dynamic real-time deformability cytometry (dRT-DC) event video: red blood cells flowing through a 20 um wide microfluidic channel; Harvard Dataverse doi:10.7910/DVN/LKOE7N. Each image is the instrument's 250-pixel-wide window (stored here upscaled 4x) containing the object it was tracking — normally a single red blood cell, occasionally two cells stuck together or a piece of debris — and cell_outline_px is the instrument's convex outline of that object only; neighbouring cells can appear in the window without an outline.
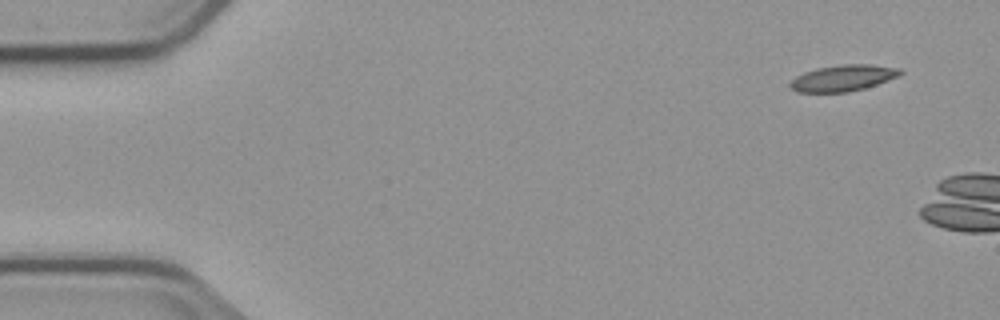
{"species": "common noctule bat (a hibernating species)", "species_latin": "Nyctalus noctula", "temperature_condition": "cold", "stored_images_in_passage": 2, "camera_frame_rate_fps": 3000, "um_per_image_px": 0.085, "animal": {"sex": "male", "body_mass_g": 23.1, "forearm_length_mm": 52.7}, "frame": {"image": 1, "passage_image": 1, "time_ms": 0.0, "image_size_px": [1000, 320], "cell_outline_px": [[904, 72], [896, 76], [876, 84], [864, 88], [848, 92], [796, 92], [788, 84], [796, 76], [804, 72], [816, 68], [840, 64], [872, 64], [900, 68]], "centroid_in_image_um": [71.63, 6.62], "position_along_channel_um": 13.4, "area_um2": 16.76}}